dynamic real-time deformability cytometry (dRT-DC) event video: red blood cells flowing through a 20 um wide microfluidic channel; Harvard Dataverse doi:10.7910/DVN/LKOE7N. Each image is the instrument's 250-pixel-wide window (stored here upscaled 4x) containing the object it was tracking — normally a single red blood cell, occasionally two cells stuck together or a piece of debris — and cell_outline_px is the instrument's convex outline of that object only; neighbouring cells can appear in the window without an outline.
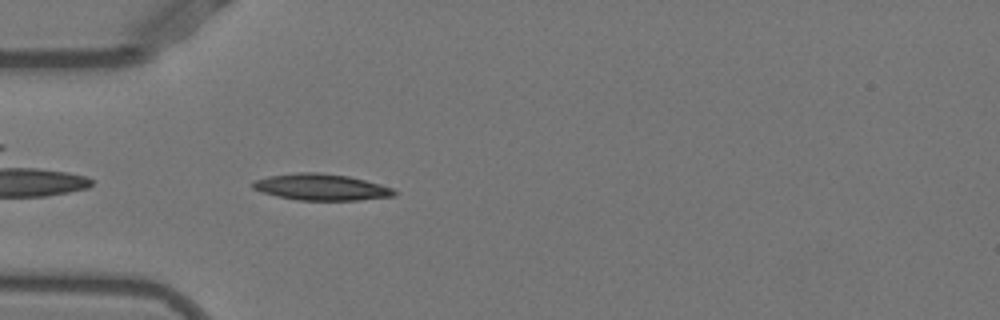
{"species": "Egyptian fruit bat (a non-hibernating species)", "species_latin": "Rousettus aegyptiacus", "temperature_condition": "warm", "stored_images_in_passage": 38, "camera_frame_rate_fps": 3000, "um_per_image_px": 0.085, "animal": {"sex": "female"}, "frame": {"image": 1, "passage_image": 2, "time_ms": 0.333, "image_size_px": [1000, 320], "cell_outline_px": [[396, 192], [392, 196], [360, 200], [296, 200], [264, 192], [252, 188], [252, 180], [268, 176], [296, 172], [316, 172], [348, 176], [380, 184], [392, 188]], "centroid_in_image_um": [27.27, 15.89], "position_along_channel_um": 57.7, "area_um2": 21.56}}
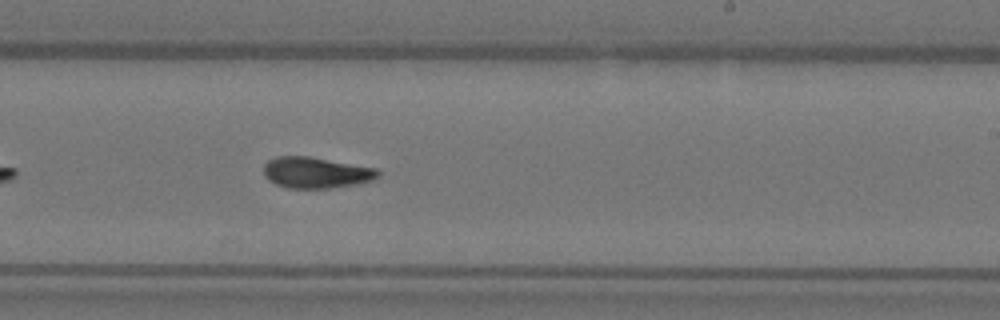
{"frame": {"image": 2, "passage_image": 18, "time_ms": 5.667, "image_size_px": [1000, 320], "cell_outline_px": [[380, 176], [376, 180], [356, 184], [328, 188], [288, 188], [276, 184], [268, 180], [264, 176], [264, 164], [268, 160], [276, 156], [308, 156], [376, 168], [380, 172]], "centroid_in_image_um": [26.86, 14.67], "position_along_channel_um": 262.1, "area_um2": 20.81}}
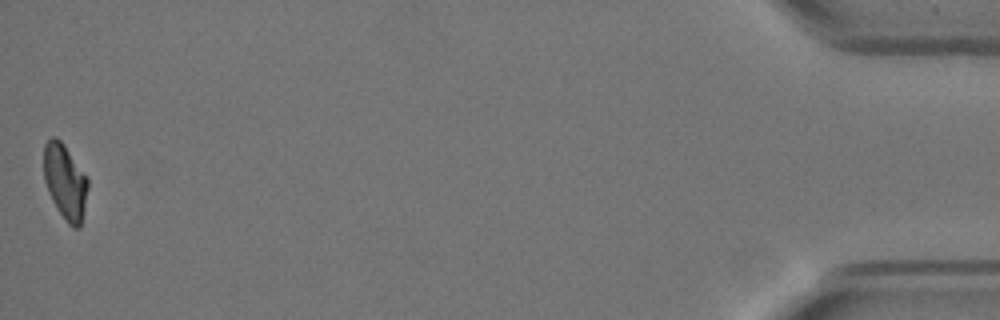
{"frame": {"image": 3, "passage_image": 38, "time_ms": 12.333, "image_size_px": [1000, 320], "cell_outline_px": [[88, 188], [80, 228], [72, 228], [68, 224], [56, 208], [52, 200], [44, 180], [44, 144], [52, 136], [56, 136], [64, 144], [88, 180]], "centroid_in_image_um": [5.52, 15.45], "position_along_channel_um": 429.7, "area_um2": 19.13}, "authors_computed_cell_mechanics": {"area_um2": 20.6057, "velocity_mm_per_s": 3.9202, "shape_relaxation_time_tau1_ms": 7.9253, "shape_relaxation_time_tau2_ms": 2.8006, "deformation_change_tau1": 0.2377, "deformation_change_tau2": 0.0823}}